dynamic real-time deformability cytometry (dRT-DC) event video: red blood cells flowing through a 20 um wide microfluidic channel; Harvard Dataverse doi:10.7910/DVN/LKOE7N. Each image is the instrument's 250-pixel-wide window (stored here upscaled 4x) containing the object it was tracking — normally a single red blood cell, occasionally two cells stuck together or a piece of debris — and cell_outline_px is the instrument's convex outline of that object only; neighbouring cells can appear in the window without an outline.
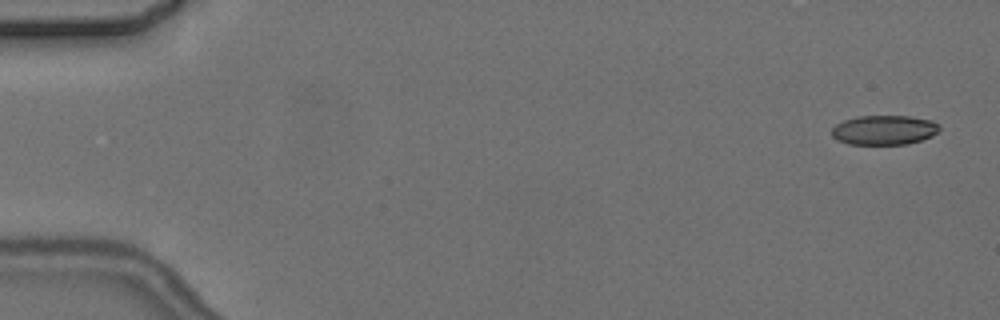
{"species": "common noctule bat (a hibernating species)", "species_latin": "Nyctalus noctula", "temperature_condition": "cold", "stored_images_in_passage": 5, "camera_frame_rate_fps": 3000, "um_per_image_px": 0.085, "animal": {"sex": "female", "body_mass_g": 24.6, "forearm_length_mm": 56.2}, "frame": {"image": 1, "passage_image": 1, "time_ms": 0.0, "image_size_px": [1000, 320], "cell_outline_px": [[940, 128], [932, 136], [908, 144], [848, 144], [836, 140], [832, 136], [832, 128], [836, 124], [844, 120], [856, 116], [908, 116], [932, 120], [940, 124]], "centroid_in_image_um": [75.14, 11.05], "position_along_channel_um": 9.9, "area_um2": 18.61}}
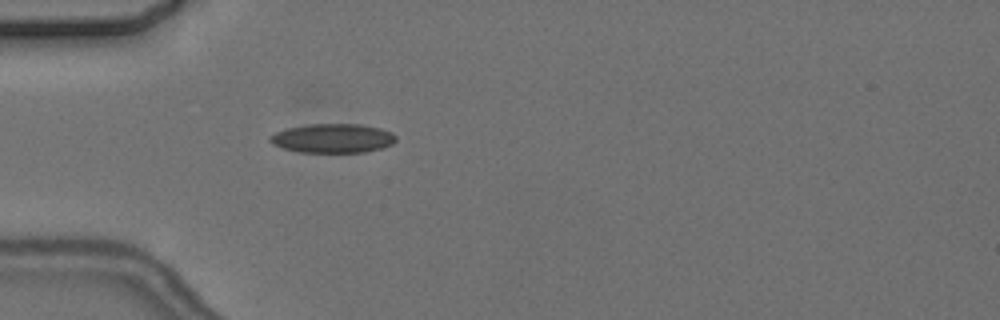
{"frame": {"image": 2, "passage_image": 5, "time_ms": 5.0, "image_size_px": [1000, 320], "cell_outline_px": [[396, 140], [392, 144], [384, 148], [364, 152], [300, 152], [284, 148], [272, 144], [268, 140], [268, 136], [284, 128], [308, 124], [360, 124], [380, 128], [392, 132], [396, 136]], "centroid_in_image_um": [28.28, 11.75], "position_along_channel_um": 56.7, "area_um2": 21.56}}